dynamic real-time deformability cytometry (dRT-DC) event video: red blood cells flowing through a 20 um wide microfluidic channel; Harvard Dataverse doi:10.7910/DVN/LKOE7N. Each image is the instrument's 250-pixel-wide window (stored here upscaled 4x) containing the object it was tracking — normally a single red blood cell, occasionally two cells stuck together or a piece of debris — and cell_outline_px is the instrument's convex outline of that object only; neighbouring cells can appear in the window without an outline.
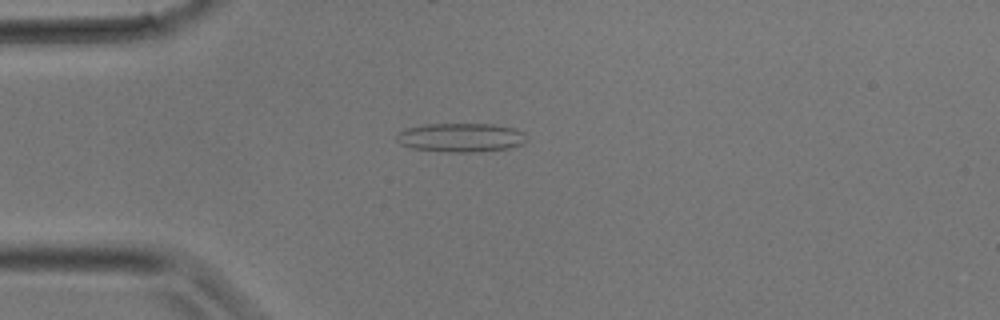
{"species": "common noctule bat (a hibernating species)", "species_latin": "Nyctalus noctula", "temperature_condition": "room temperature", "stored_images_in_passage": 15, "camera_frame_rate_fps": 3000, "um_per_image_px": 0.085, "animal": {"sex": "male", "body_mass_g": 17.9}, "frame": {"image": 1, "passage_image": 4, "time_ms": 1.0, "image_size_px": [1000, 320], "cell_outline_px": [[528, 140], [524, 144], [508, 148], [476, 152], [452, 152], [412, 148], [400, 144], [396, 140], [396, 136], [404, 128], [424, 124], [492, 124], [516, 128], [524, 132]], "centroid_in_image_um": [39.2, 11.68], "position_along_channel_um": 45.8, "area_um2": 22.08}}
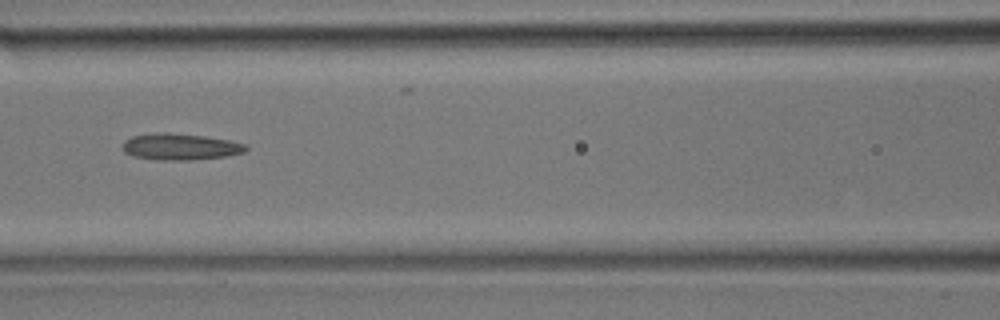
{"frame": {"image": 2, "passage_image": 10, "time_ms": 3.0, "image_size_px": [1000, 320], "cell_outline_px": [[248, 148], [244, 152], [224, 156], [192, 160], [160, 160], [132, 156], [124, 152], [120, 148], [124, 140], [132, 136], [156, 132], [168, 132], [204, 136], [228, 140], [244, 144]], "centroid_in_image_um": [15.24, 12.47], "position_along_channel_um": 151.4, "area_um2": 19.07}}